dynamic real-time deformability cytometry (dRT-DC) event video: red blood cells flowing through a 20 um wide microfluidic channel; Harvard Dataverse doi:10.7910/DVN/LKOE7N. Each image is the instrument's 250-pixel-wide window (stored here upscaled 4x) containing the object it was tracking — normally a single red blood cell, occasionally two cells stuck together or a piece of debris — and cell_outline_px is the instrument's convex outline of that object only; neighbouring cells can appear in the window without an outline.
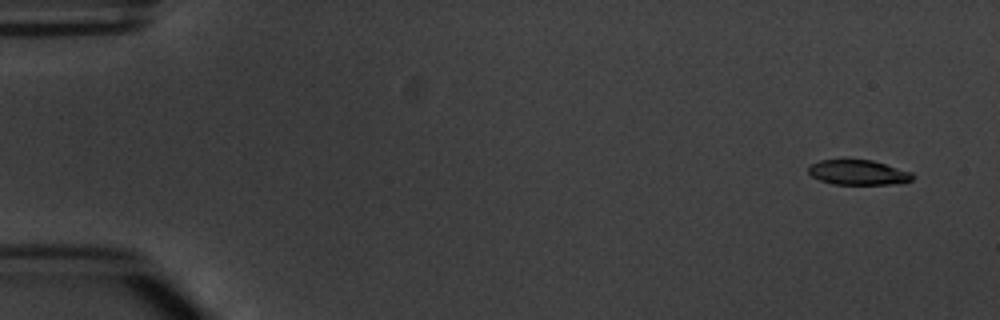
{"species": "common noctule bat (a hibernating species)", "species_latin": "Nyctalus noctula", "temperature_condition": "warm", "stored_images_in_passage": 4, "camera_frame_rate_fps": 3000, "um_per_image_px": 0.085, "animal": {"sex": "male", "body_mass_g": 20.1, "forearm_length_mm": 53.5}, "frame": {"image": 1, "passage_image": 1, "time_ms": 0.0, "image_size_px": [1000, 320], "cell_outline_px": [[912, 180], [904, 184], [832, 184], [820, 180], [812, 176], [808, 172], [808, 164], [820, 160], [872, 160], [912, 172]], "centroid_in_image_um": [72.94, 14.66], "position_along_channel_um": 12.1, "area_um2": 15.2}}
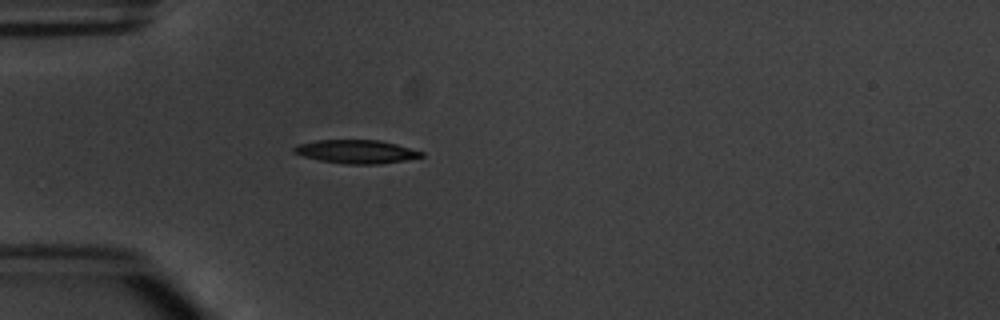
{"frame": {"image": 2, "passage_image": 4, "time_ms": 4.333, "image_size_px": [1000, 320], "cell_outline_px": [[424, 156], [404, 160], [380, 164], [344, 164], [320, 160], [304, 156], [292, 152], [292, 148], [296, 144], [316, 140], [380, 140], [396, 144], [424, 152]], "centroid_in_image_um": [30.26, 12.88], "position_along_channel_um": 54.7, "area_um2": 17.46}}